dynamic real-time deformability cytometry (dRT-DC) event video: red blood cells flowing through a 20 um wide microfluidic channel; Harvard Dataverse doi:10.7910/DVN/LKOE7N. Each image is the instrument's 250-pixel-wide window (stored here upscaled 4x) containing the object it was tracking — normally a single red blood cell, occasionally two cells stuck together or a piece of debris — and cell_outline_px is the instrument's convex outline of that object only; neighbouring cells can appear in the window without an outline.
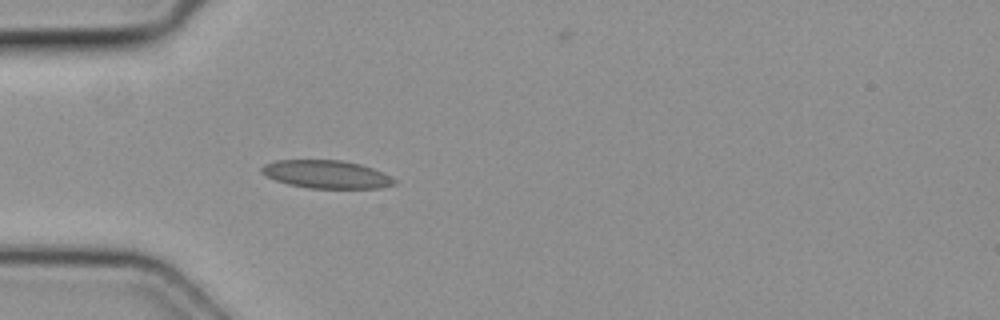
{"species": "common noctule bat (a hibernating species)", "species_latin": "Nyctalus noctula", "temperature_condition": "cold", "stored_images_in_passage": 4, "camera_frame_rate_fps": 3000, "um_per_image_px": 0.085, "animal": {"sex": "female", "body_mass_g": 19.3, "forearm_length_mm": 54.1}, "frame": {"image": 1, "passage_image": 4, "time_ms": 1.0, "image_size_px": [1000, 320], "cell_outline_px": [[396, 184], [380, 188], [308, 188], [288, 184], [264, 176], [260, 172], [260, 168], [264, 164], [276, 160], [344, 160], [360, 164], [372, 168], [392, 176], [396, 180]], "centroid_in_image_um": [27.73, 14.81], "position_along_channel_um": 57.3, "area_um2": 21.85}}